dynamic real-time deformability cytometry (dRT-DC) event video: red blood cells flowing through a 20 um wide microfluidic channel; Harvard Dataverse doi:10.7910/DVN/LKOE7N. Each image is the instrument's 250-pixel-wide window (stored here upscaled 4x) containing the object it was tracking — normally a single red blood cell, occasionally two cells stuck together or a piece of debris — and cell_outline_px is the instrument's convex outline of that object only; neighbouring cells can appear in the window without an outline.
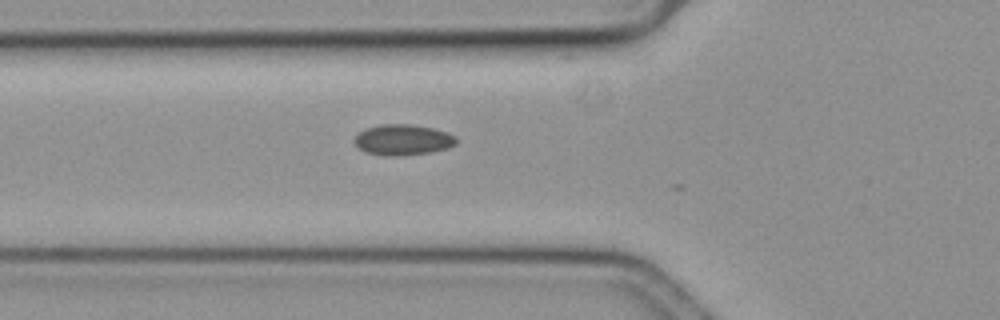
{"species": "common noctule bat (a hibernating species)", "species_latin": "Nyctalus noctula", "temperature_condition": "cold", "stored_images_in_passage": 3, "camera_frame_rate_fps": 3000, "um_per_image_px": 0.085, "animal": {"sex": "female", "body_mass_g": 19.3, "forearm_length_mm": 54.1}, "frame": {"image": 1, "passage_image": 2, "time_ms": 0.333, "image_size_px": [1000, 320], "cell_outline_px": [[456, 144], [448, 148], [428, 152], [400, 156], [384, 156], [364, 152], [352, 140], [360, 132], [368, 128], [380, 124], [412, 124], [432, 128], [448, 132], [456, 136]], "centroid_in_image_um": [34.25, 11.88], "position_along_channel_um": 91.6, "area_um2": 18.26}}